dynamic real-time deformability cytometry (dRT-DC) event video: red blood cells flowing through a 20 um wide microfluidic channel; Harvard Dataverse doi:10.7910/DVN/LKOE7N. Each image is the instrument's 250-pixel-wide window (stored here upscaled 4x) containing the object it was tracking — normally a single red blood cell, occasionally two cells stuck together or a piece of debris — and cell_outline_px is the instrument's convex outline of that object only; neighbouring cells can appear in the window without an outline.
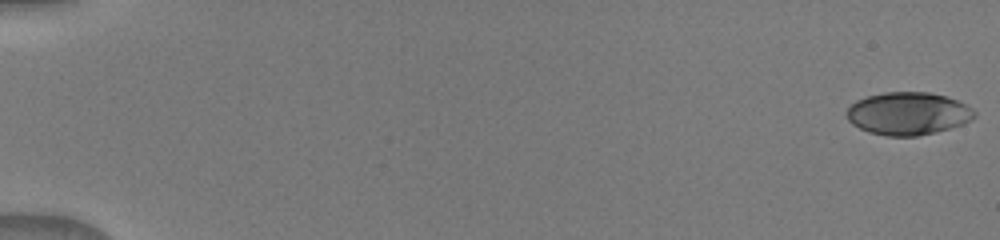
{"species": "human", "species_latin": "Homo sapiens", "temperature_condition": "warm", "stored_images_in_passage": 20, "camera_frame_rate_fps": 3000, "um_per_image_px": 0.085, "donor": {"sex": "male"}, "frame": {"image": 1, "passage_image": 1, "time_ms": 0.0, "image_size_px": [1000, 240], "cell_outline_px": [[976, 116], [972, 120], [936, 132], [916, 136], [888, 136], [868, 132], [852, 124], [848, 120], [848, 108], [856, 100], [868, 96], [884, 92], [928, 92], [944, 96], [956, 100], [972, 108], [976, 112]], "centroid_in_image_um": [77.18, 9.65], "position_along_channel_um": 7.8, "area_um2": 31.56}}
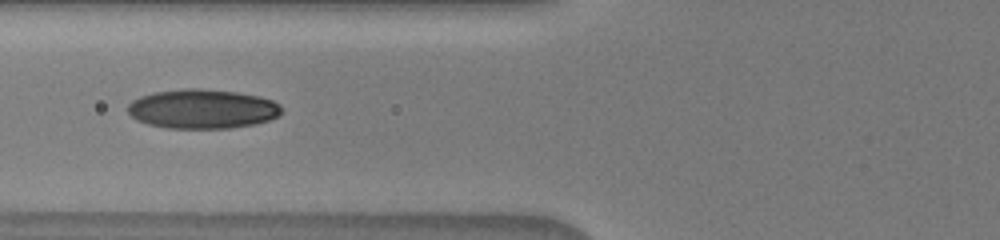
{"frame": {"image": 2, "passage_image": 13, "time_ms": 7.0, "image_size_px": [1000, 240], "cell_outline_px": [[284, 112], [280, 116], [256, 124], [228, 128], [168, 128], [148, 124], [136, 120], [128, 112], [128, 104], [132, 100], [140, 96], [156, 92], [184, 88], [200, 88], [236, 92], [260, 96], [272, 100], [280, 104]], "centroid_in_image_um": [17.23, 9.25], "position_along_channel_um": 108.6, "area_um2": 35.49}}
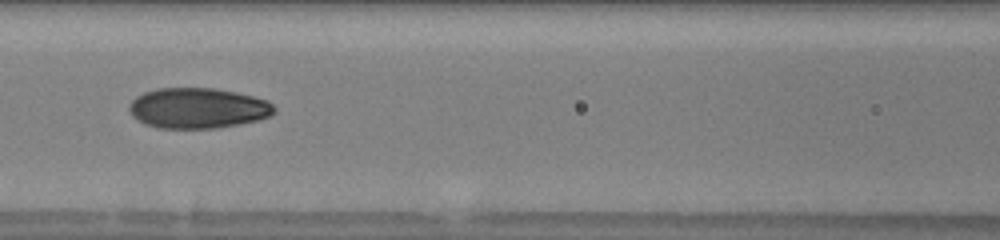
{"frame": {"image": 3, "passage_image": 16, "time_ms": 8.0, "image_size_px": [1000, 240], "cell_outline_px": [[276, 112], [268, 116], [256, 120], [240, 124], [216, 128], [160, 128], [144, 124], [132, 116], [128, 108], [128, 104], [136, 96], [144, 92], [156, 88], [212, 88], [236, 92], [268, 100], [276, 108]], "centroid_in_image_um": [16.79, 9.19], "position_along_channel_um": 149.8, "area_um2": 34.33}}